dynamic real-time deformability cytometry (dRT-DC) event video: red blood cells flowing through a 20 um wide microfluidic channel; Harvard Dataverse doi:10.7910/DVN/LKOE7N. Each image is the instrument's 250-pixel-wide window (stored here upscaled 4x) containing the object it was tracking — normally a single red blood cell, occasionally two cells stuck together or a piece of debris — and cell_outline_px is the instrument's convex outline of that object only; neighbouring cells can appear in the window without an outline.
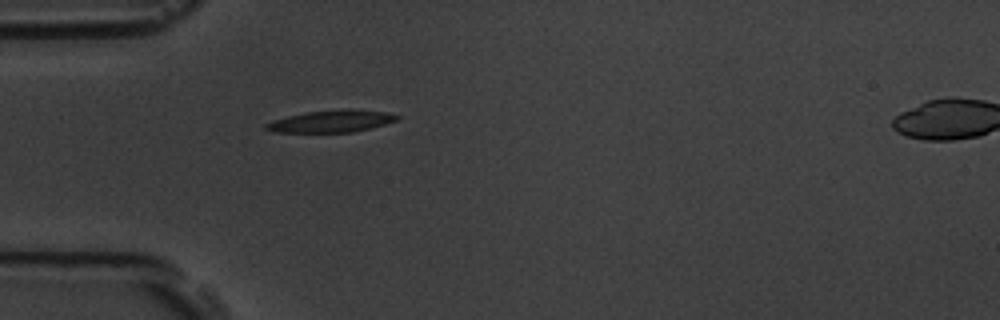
{"species": "common noctule bat (a hibernating species)", "species_latin": "Nyctalus noctula", "temperature_condition": "room temperature", "stored_images_in_passage": 41, "camera_frame_rate_fps": 3000, "um_per_image_px": 0.085, "animal": {"sex": "male", "body_mass_g": 19.5, "forearm_length_mm": 54.6}, "frame": {"image": 1, "passage_image": 1, "time_ms": 0.0, "image_size_px": [1000, 320], "cell_outline_px": [[400, 116], [396, 120], [384, 124], [352, 132], [276, 132], [264, 128], [264, 124], [272, 120], [304, 112], [344, 108], [388, 112]], "centroid_in_image_um": [28.14, 10.29], "position_along_channel_um": 56.9, "area_um2": 16.82}}
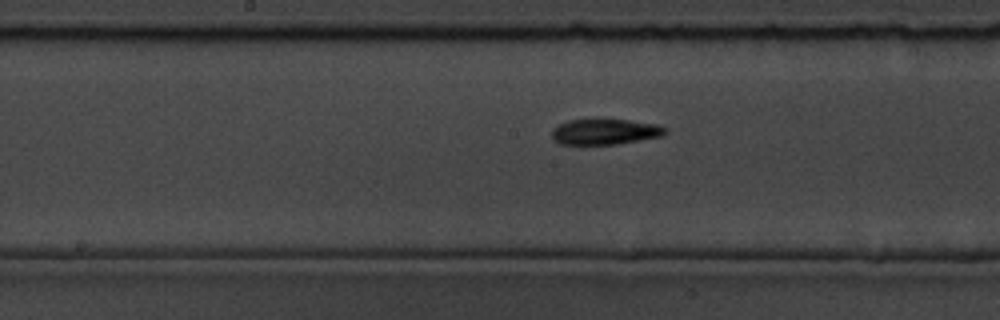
{"frame": {"image": 2, "passage_image": 13, "time_ms": 4.0, "image_size_px": [1000, 320], "cell_outline_px": [[668, 132], [660, 136], [616, 144], [560, 144], [552, 140], [552, 128], [568, 120], [628, 120], [656, 124], [668, 128]], "centroid_in_image_um": [51.4, 11.2], "position_along_channel_um": 196.8, "area_um2": 16.76}}
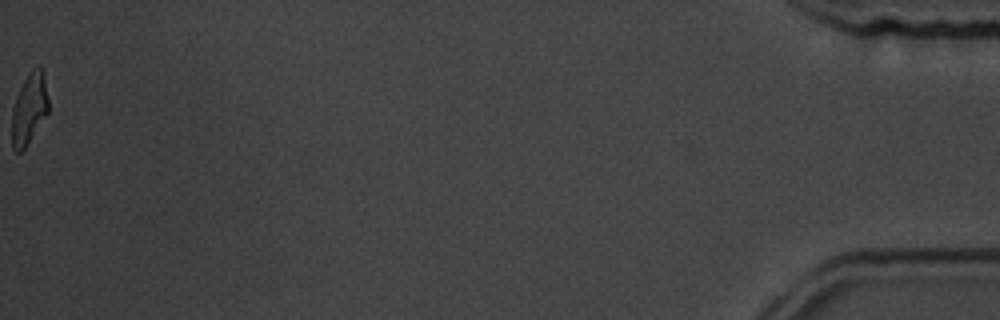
{"frame": {"image": 3, "passage_image": 41, "time_ms": 13.333, "image_size_px": [1000, 320], "cell_outline_px": [[48, 112], [28, 144], [20, 152], [16, 152], [12, 148], [12, 108], [16, 96], [28, 72], [32, 68], [40, 64], [44, 68], [48, 100]], "centroid_in_image_um": [2.49, 9.18], "position_along_channel_um": 432.7, "area_um2": 15.37}, "authors_computed_cell_mechanics": {"area_um2": 16.9354, "velocity_mm_per_s": 3.6387, "shape_relaxation_time_tau1_ms": 11.0969, "shape_relaxation_time_tau2_ms": 6.8872, "deformation_change_tau1": 0.2554, "deformation_change_tau2": 0.1407}}